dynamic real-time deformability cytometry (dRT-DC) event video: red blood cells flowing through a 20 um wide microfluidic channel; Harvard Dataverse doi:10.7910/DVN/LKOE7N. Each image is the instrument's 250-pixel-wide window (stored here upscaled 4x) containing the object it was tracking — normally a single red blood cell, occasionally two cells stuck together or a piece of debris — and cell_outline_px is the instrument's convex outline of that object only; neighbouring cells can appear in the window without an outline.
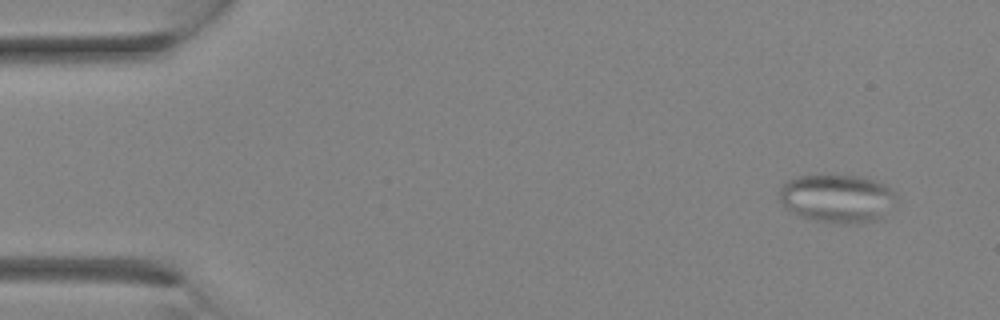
{"species": "Egyptian fruit bat (a non-hibernating species)", "species_latin": "Rousettus aegyptiacus", "temperature_condition": "room temperature", "stored_images_in_passage": 2, "camera_frame_rate_fps": 3000, "um_per_image_px": 0.085, "animal": {"sex": "female"}, "frame": {"image": 1, "passage_image": 2, "time_ms": 1.333, "image_size_px": [1000, 320], "cell_outline_px": [[900, 200], [896, 208], [880, 220], [856, 224], [840, 224], [816, 220], [800, 216], [788, 212], [784, 208], [780, 200], [780, 188], [788, 180], [796, 176], [864, 176], [884, 184], [892, 188], [896, 192]], "centroid_in_image_um": [71.27, 16.9], "position_along_channel_um": 13.7, "area_um2": 33.93}}